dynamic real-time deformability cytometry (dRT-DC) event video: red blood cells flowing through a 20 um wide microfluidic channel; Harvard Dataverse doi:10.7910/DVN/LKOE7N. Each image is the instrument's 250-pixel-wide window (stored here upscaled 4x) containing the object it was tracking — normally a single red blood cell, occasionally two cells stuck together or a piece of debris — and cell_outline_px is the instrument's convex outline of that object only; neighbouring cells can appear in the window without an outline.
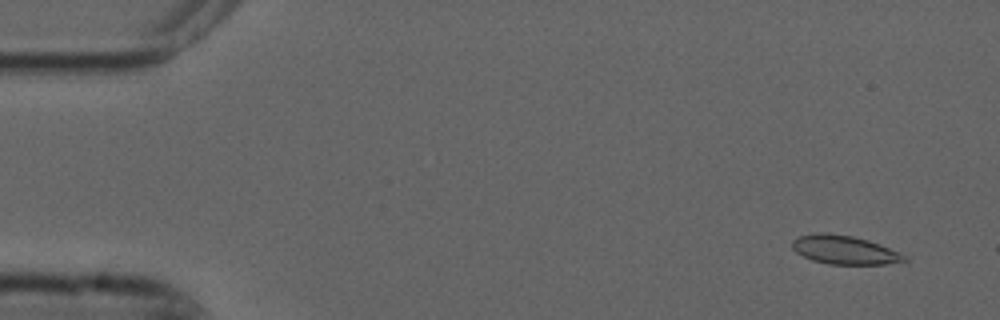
{"species": "common noctule bat (a hibernating species)", "species_latin": "Nyctalus noctula", "temperature_condition": "cold", "stored_images_in_passage": 5, "camera_frame_rate_fps": 3000, "um_per_image_px": 0.085, "animal": {"sex": "male", "forearm_length_mm": 52.5}, "frame": {"image": 1, "passage_image": 2, "time_ms": 0.333, "image_size_px": [1000, 320], "cell_outline_px": [[908, 260], [884, 264], [828, 264], [812, 260], [796, 252], [792, 248], [792, 240], [800, 236], [820, 232], [828, 232], [852, 236], [868, 240], [880, 244], [904, 256]], "centroid_in_image_um": [71.72, 21.23], "position_along_channel_um": 13.3, "area_um2": 18.5}}